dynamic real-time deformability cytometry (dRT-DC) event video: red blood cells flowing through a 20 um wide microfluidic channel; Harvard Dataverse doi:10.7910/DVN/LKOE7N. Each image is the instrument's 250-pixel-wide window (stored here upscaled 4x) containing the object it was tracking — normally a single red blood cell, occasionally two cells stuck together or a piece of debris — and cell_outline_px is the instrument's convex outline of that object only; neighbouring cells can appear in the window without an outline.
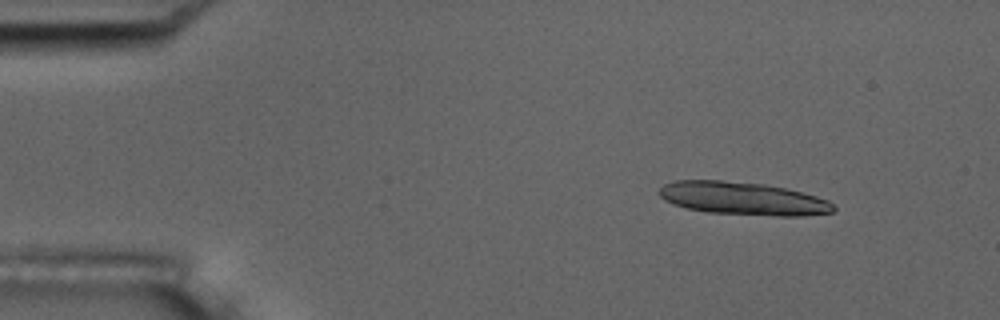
{"species": "common noctule bat (a hibernating species)", "species_latin": "Nyctalus noctula", "temperature_condition": "room temperature", "stored_images_in_passage": 4, "camera_frame_rate_fps": 3000, "um_per_image_px": 0.085, "animal": {"sex": "male", "body_mass_g": 17.5, "forearm_length_mm": 52.3}, "frame": {"image": 1, "passage_image": 2, "time_ms": 0.333, "image_size_px": [1000, 320], "cell_outline_px": [[836, 208], [832, 212], [804, 216], [776, 216], [708, 212], [688, 208], [672, 204], [664, 200], [656, 192], [664, 184], [676, 180], [720, 180], [764, 184], [784, 188], [816, 196], [828, 200]], "centroid_in_image_um": [63.12, 16.87], "position_along_channel_um": 21.9, "area_um2": 33.41}}